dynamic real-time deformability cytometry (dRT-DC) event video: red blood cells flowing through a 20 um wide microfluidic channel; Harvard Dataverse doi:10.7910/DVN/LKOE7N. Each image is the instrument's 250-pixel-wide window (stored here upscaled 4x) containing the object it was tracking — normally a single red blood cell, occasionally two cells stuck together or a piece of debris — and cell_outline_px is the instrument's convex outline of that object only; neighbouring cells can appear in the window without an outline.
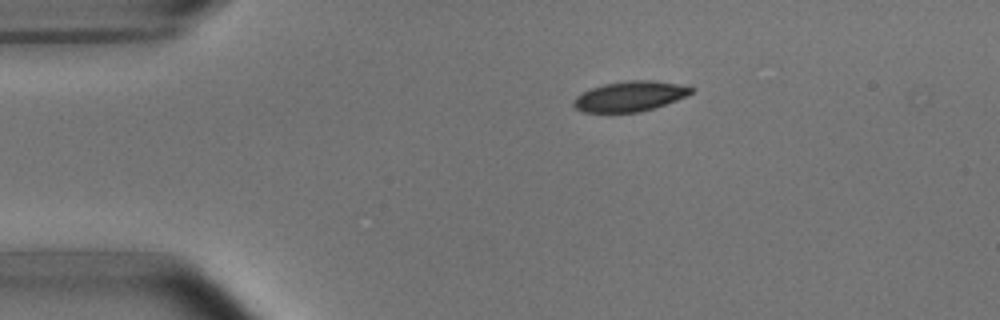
{"species": "common noctule bat (a hibernating species)", "species_latin": "Nyctalus noctula", "temperature_condition": "room temperature", "stored_images_in_passage": 6, "camera_frame_rate_fps": 3000, "um_per_image_px": 0.085, "animal": {"sex": "male", "body_mass_g": 15.6}, "frame": {"image": 1, "passage_image": 1, "time_ms": 0.0, "image_size_px": [1000, 320], "cell_outline_px": [[696, 88], [688, 96], [640, 112], [584, 112], [576, 108], [572, 104], [572, 100], [576, 96], [592, 88], [604, 84], [632, 80], [652, 80], [676, 84]], "centroid_in_image_um": [53.54, 8.18], "position_along_channel_um": 31.5, "area_um2": 20.4}}
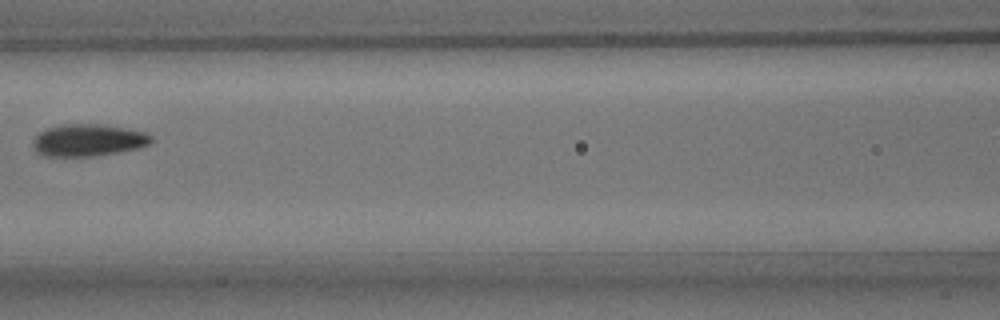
{"frame": {"image": 2, "passage_image": 5, "time_ms": 4.667, "image_size_px": [1000, 320], "cell_outline_px": [[152, 140], [148, 144], [136, 148], [116, 152], [92, 156], [44, 156], [36, 152], [32, 144], [32, 140], [40, 132], [48, 128], [60, 124], [100, 124], [124, 128], [144, 132], [152, 136]], "centroid_in_image_um": [7.44, 11.91], "position_along_channel_um": 159.2, "area_um2": 21.91}}
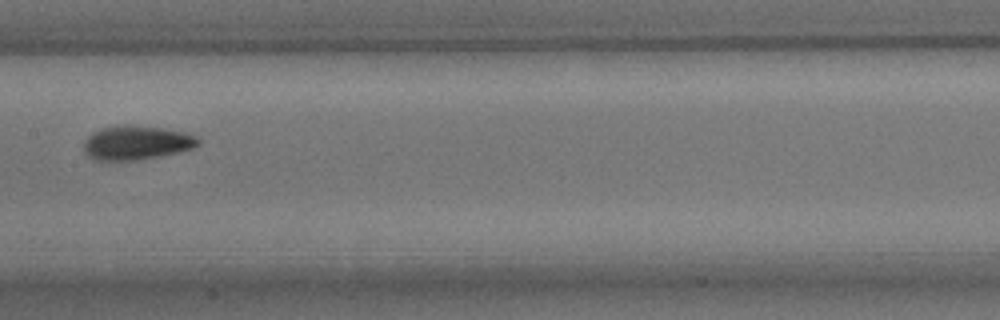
{"frame": {"image": 3, "passage_image": 6, "time_ms": 5.667, "image_size_px": [1000, 320], "cell_outline_px": [[200, 144], [192, 148], [160, 156], [136, 160], [92, 160], [84, 152], [84, 140], [92, 132], [100, 128], [124, 124], [132, 124], [188, 132], [196, 136], [200, 140]], "centroid_in_image_um": [11.58, 12.12], "position_along_channel_um": 195.8, "area_um2": 22.95}}